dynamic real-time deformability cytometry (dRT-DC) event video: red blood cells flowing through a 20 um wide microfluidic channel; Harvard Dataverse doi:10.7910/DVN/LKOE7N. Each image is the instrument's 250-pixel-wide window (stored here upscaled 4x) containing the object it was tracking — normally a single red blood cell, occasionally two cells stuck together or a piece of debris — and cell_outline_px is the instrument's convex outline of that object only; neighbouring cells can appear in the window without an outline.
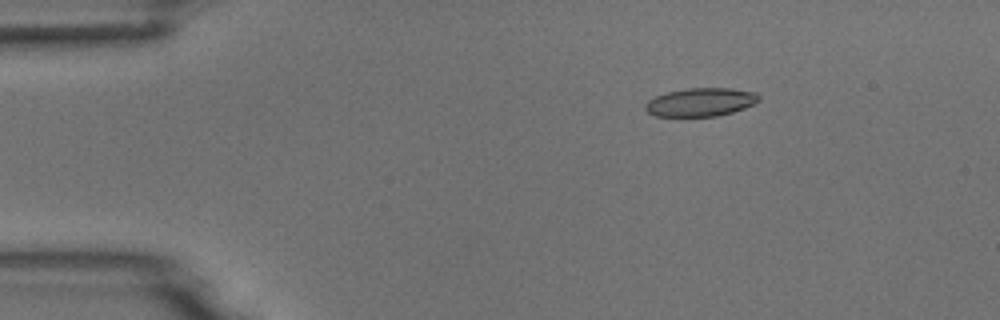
{"species": "common noctule bat (a hibernating species)", "species_latin": "Nyctalus noctula", "temperature_condition": "room temperature", "stored_images_in_passage": 4, "camera_frame_rate_fps": 3000, "um_per_image_px": 0.085, "animal": {"sex": "male", "body_mass_g": 18.8}, "frame": {"image": 1, "passage_image": 2, "time_ms": 2.0, "image_size_px": [1000, 320], "cell_outline_px": [[760, 100], [744, 108], [732, 112], [716, 116], [656, 116], [648, 112], [644, 108], [644, 104], [648, 100], [656, 96], [668, 92], [688, 88], [732, 88], [756, 92], [760, 96]], "centroid_in_image_um": [59.56, 8.67], "position_along_channel_um": 25.4, "area_um2": 18.73}}